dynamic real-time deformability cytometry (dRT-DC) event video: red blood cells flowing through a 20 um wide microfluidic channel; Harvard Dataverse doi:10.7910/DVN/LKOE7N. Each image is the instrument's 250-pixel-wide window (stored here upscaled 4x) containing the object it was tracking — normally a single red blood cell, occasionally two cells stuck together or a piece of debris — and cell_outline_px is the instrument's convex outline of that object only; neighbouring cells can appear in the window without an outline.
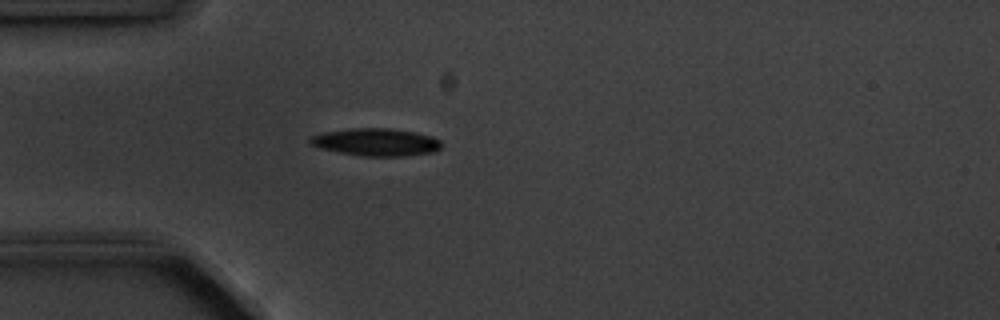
{"species": "common noctule bat (a hibernating species)", "species_latin": "Nyctalus noctula", "temperature_condition": "cold", "stored_images_in_passage": 5, "camera_frame_rate_fps": 3000, "um_per_image_px": 0.085, "animal": {"sex": "male", "body_mass_g": 20.1, "forearm_length_mm": 53.5}, "frame": {"image": 1, "passage_image": 5, "time_ms": 4.667, "image_size_px": [1000, 320], "cell_outline_px": [[440, 148], [436, 152], [404, 156], [360, 156], [320, 148], [308, 144], [308, 136], [320, 132], [352, 128], [388, 128], [416, 132], [432, 136], [440, 140]], "centroid_in_image_um": [31.92, 12.07], "position_along_channel_um": 53.1, "area_um2": 21.39}}